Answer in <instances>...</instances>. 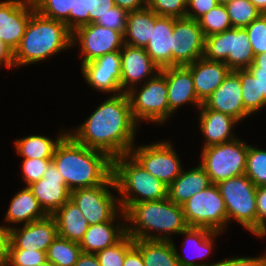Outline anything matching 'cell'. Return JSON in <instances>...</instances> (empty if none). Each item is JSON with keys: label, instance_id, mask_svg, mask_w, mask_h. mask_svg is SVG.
<instances>
[{"label": "cell", "instance_id": "obj_1", "mask_svg": "<svg viewBox=\"0 0 266 266\" xmlns=\"http://www.w3.org/2000/svg\"><path fill=\"white\" fill-rule=\"evenodd\" d=\"M137 124L127 93L113 95L86 121L68 134L79 144L106 153L111 159L130 154Z\"/></svg>", "mask_w": 266, "mask_h": 266}, {"label": "cell", "instance_id": "obj_2", "mask_svg": "<svg viewBox=\"0 0 266 266\" xmlns=\"http://www.w3.org/2000/svg\"><path fill=\"white\" fill-rule=\"evenodd\" d=\"M52 162L71 191L103 184L113 174V159L79 144L69 134L57 145Z\"/></svg>", "mask_w": 266, "mask_h": 266}, {"label": "cell", "instance_id": "obj_3", "mask_svg": "<svg viewBox=\"0 0 266 266\" xmlns=\"http://www.w3.org/2000/svg\"><path fill=\"white\" fill-rule=\"evenodd\" d=\"M121 216L135 225L127 226V234L133 239L172 241L169 234H180L188 227L182 205L173 203L168 197L135 203L126 212L120 211ZM148 230L165 235H153Z\"/></svg>", "mask_w": 266, "mask_h": 266}, {"label": "cell", "instance_id": "obj_4", "mask_svg": "<svg viewBox=\"0 0 266 266\" xmlns=\"http://www.w3.org/2000/svg\"><path fill=\"white\" fill-rule=\"evenodd\" d=\"M71 45L72 32L64 22L43 17L35 11L14 51V63L22 66L39 62Z\"/></svg>", "mask_w": 266, "mask_h": 266}, {"label": "cell", "instance_id": "obj_5", "mask_svg": "<svg viewBox=\"0 0 266 266\" xmlns=\"http://www.w3.org/2000/svg\"><path fill=\"white\" fill-rule=\"evenodd\" d=\"M113 177L121 194L118 200L123 212L135 203L167 198L168 186L148 173L131 154L113 159Z\"/></svg>", "mask_w": 266, "mask_h": 266}, {"label": "cell", "instance_id": "obj_6", "mask_svg": "<svg viewBox=\"0 0 266 266\" xmlns=\"http://www.w3.org/2000/svg\"><path fill=\"white\" fill-rule=\"evenodd\" d=\"M254 56L245 28H231L205 38L203 57L224 62L231 70L248 68Z\"/></svg>", "mask_w": 266, "mask_h": 266}, {"label": "cell", "instance_id": "obj_7", "mask_svg": "<svg viewBox=\"0 0 266 266\" xmlns=\"http://www.w3.org/2000/svg\"><path fill=\"white\" fill-rule=\"evenodd\" d=\"M227 210L228 222L236 219L257 237V211L255 184L244 174L217 184Z\"/></svg>", "mask_w": 266, "mask_h": 266}, {"label": "cell", "instance_id": "obj_8", "mask_svg": "<svg viewBox=\"0 0 266 266\" xmlns=\"http://www.w3.org/2000/svg\"><path fill=\"white\" fill-rule=\"evenodd\" d=\"M201 166L212 184L245 174L248 145L239 139L202 148Z\"/></svg>", "mask_w": 266, "mask_h": 266}, {"label": "cell", "instance_id": "obj_9", "mask_svg": "<svg viewBox=\"0 0 266 266\" xmlns=\"http://www.w3.org/2000/svg\"><path fill=\"white\" fill-rule=\"evenodd\" d=\"M182 208L189 227L206 228L213 232L225 231L227 210L217 184L194 194L182 204Z\"/></svg>", "mask_w": 266, "mask_h": 266}, {"label": "cell", "instance_id": "obj_10", "mask_svg": "<svg viewBox=\"0 0 266 266\" xmlns=\"http://www.w3.org/2000/svg\"><path fill=\"white\" fill-rule=\"evenodd\" d=\"M141 87L138 91L136 87V90L132 88L127 92L133 119L136 123L141 119L164 123L169 117L165 76L159 71L152 78L149 77Z\"/></svg>", "mask_w": 266, "mask_h": 266}, {"label": "cell", "instance_id": "obj_11", "mask_svg": "<svg viewBox=\"0 0 266 266\" xmlns=\"http://www.w3.org/2000/svg\"><path fill=\"white\" fill-rule=\"evenodd\" d=\"M108 187L117 189L113 174L103 184L71 191L70 200L81 210L89 226L115 220L117 210L121 211L119 200H115Z\"/></svg>", "mask_w": 266, "mask_h": 266}, {"label": "cell", "instance_id": "obj_12", "mask_svg": "<svg viewBox=\"0 0 266 266\" xmlns=\"http://www.w3.org/2000/svg\"><path fill=\"white\" fill-rule=\"evenodd\" d=\"M130 154L148 173L169 186L182 172L181 162L170 142H155L131 149Z\"/></svg>", "mask_w": 266, "mask_h": 266}, {"label": "cell", "instance_id": "obj_13", "mask_svg": "<svg viewBox=\"0 0 266 266\" xmlns=\"http://www.w3.org/2000/svg\"><path fill=\"white\" fill-rule=\"evenodd\" d=\"M78 40V41H77ZM81 46L82 64L96 60L105 54L120 51L124 46L122 32L90 23L72 32V45Z\"/></svg>", "mask_w": 266, "mask_h": 266}, {"label": "cell", "instance_id": "obj_14", "mask_svg": "<svg viewBox=\"0 0 266 266\" xmlns=\"http://www.w3.org/2000/svg\"><path fill=\"white\" fill-rule=\"evenodd\" d=\"M205 38L197 20L174 18L172 66H187L202 58Z\"/></svg>", "mask_w": 266, "mask_h": 266}, {"label": "cell", "instance_id": "obj_15", "mask_svg": "<svg viewBox=\"0 0 266 266\" xmlns=\"http://www.w3.org/2000/svg\"><path fill=\"white\" fill-rule=\"evenodd\" d=\"M34 12L32 0L0 2V39L13 51L20 45L26 25Z\"/></svg>", "mask_w": 266, "mask_h": 266}, {"label": "cell", "instance_id": "obj_16", "mask_svg": "<svg viewBox=\"0 0 266 266\" xmlns=\"http://www.w3.org/2000/svg\"><path fill=\"white\" fill-rule=\"evenodd\" d=\"M85 81L101 92L122 93L120 51L108 53L94 61L81 65Z\"/></svg>", "mask_w": 266, "mask_h": 266}, {"label": "cell", "instance_id": "obj_17", "mask_svg": "<svg viewBox=\"0 0 266 266\" xmlns=\"http://www.w3.org/2000/svg\"><path fill=\"white\" fill-rule=\"evenodd\" d=\"M58 236L57 223L52 215L31 223L22 228H10L9 249H27L47 252L48 247Z\"/></svg>", "mask_w": 266, "mask_h": 266}, {"label": "cell", "instance_id": "obj_18", "mask_svg": "<svg viewBox=\"0 0 266 266\" xmlns=\"http://www.w3.org/2000/svg\"><path fill=\"white\" fill-rule=\"evenodd\" d=\"M28 187L47 215H53L71 197V190L66 186L63 176L53 162L49 164L43 177Z\"/></svg>", "mask_w": 266, "mask_h": 266}, {"label": "cell", "instance_id": "obj_19", "mask_svg": "<svg viewBox=\"0 0 266 266\" xmlns=\"http://www.w3.org/2000/svg\"><path fill=\"white\" fill-rule=\"evenodd\" d=\"M200 108L228 114L238 121L250 116L244 109L239 75L231 70L221 85L205 99Z\"/></svg>", "mask_w": 266, "mask_h": 266}, {"label": "cell", "instance_id": "obj_20", "mask_svg": "<svg viewBox=\"0 0 266 266\" xmlns=\"http://www.w3.org/2000/svg\"><path fill=\"white\" fill-rule=\"evenodd\" d=\"M120 56L122 93H127L143 78L144 80L148 76L152 78V76H155L154 73L160 71V68L153 62L145 48L124 44L120 50Z\"/></svg>", "mask_w": 266, "mask_h": 266}, {"label": "cell", "instance_id": "obj_21", "mask_svg": "<svg viewBox=\"0 0 266 266\" xmlns=\"http://www.w3.org/2000/svg\"><path fill=\"white\" fill-rule=\"evenodd\" d=\"M160 72L166 78L169 116L184 103L191 102L199 108L202 106L195 92L192 73L186 66L166 67L160 69Z\"/></svg>", "mask_w": 266, "mask_h": 266}, {"label": "cell", "instance_id": "obj_22", "mask_svg": "<svg viewBox=\"0 0 266 266\" xmlns=\"http://www.w3.org/2000/svg\"><path fill=\"white\" fill-rule=\"evenodd\" d=\"M192 73L195 92L203 103L224 81L231 69L221 61L199 58L186 66Z\"/></svg>", "mask_w": 266, "mask_h": 266}, {"label": "cell", "instance_id": "obj_23", "mask_svg": "<svg viewBox=\"0 0 266 266\" xmlns=\"http://www.w3.org/2000/svg\"><path fill=\"white\" fill-rule=\"evenodd\" d=\"M173 29L174 18L155 13V26L145 51L160 69L172 67Z\"/></svg>", "mask_w": 266, "mask_h": 266}, {"label": "cell", "instance_id": "obj_24", "mask_svg": "<svg viewBox=\"0 0 266 266\" xmlns=\"http://www.w3.org/2000/svg\"><path fill=\"white\" fill-rule=\"evenodd\" d=\"M200 110L199 128L206 141L203 148L236 139V136H232V128L236 122H239L238 120L228 114L208 108H200Z\"/></svg>", "mask_w": 266, "mask_h": 266}, {"label": "cell", "instance_id": "obj_25", "mask_svg": "<svg viewBox=\"0 0 266 266\" xmlns=\"http://www.w3.org/2000/svg\"><path fill=\"white\" fill-rule=\"evenodd\" d=\"M212 182L201 165L183 171L181 174L168 186L167 197L178 205L185 203L194 194L208 188Z\"/></svg>", "mask_w": 266, "mask_h": 266}, {"label": "cell", "instance_id": "obj_26", "mask_svg": "<svg viewBox=\"0 0 266 266\" xmlns=\"http://www.w3.org/2000/svg\"><path fill=\"white\" fill-rule=\"evenodd\" d=\"M114 220L88 226L79 245L82 252L96 254L119 242L127 234V226H113Z\"/></svg>", "mask_w": 266, "mask_h": 266}, {"label": "cell", "instance_id": "obj_27", "mask_svg": "<svg viewBox=\"0 0 266 266\" xmlns=\"http://www.w3.org/2000/svg\"><path fill=\"white\" fill-rule=\"evenodd\" d=\"M52 216L57 223L58 236L80 243L89 223L72 200H68Z\"/></svg>", "mask_w": 266, "mask_h": 266}, {"label": "cell", "instance_id": "obj_28", "mask_svg": "<svg viewBox=\"0 0 266 266\" xmlns=\"http://www.w3.org/2000/svg\"><path fill=\"white\" fill-rule=\"evenodd\" d=\"M155 26V13L148 7L128 12L124 43L134 47L145 48Z\"/></svg>", "mask_w": 266, "mask_h": 266}, {"label": "cell", "instance_id": "obj_29", "mask_svg": "<svg viewBox=\"0 0 266 266\" xmlns=\"http://www.w3.org/2000/svg\"><path fill=\"white\" fill-rule=\"evenodd\" d=\"M5 216V221L9 223H23L25 225L33 221L41 220L47 214L39 205L32 190L26 186L12 198Z\"/></svg>", "mask_w": 266, "mask_h": 266}, {"label": "cell", "instance_id": "obj_30", "mask_svg": "<svg viewBox=\"0 0 266 266\" xmlns=\"http://www.w3.org/2000/svg\"><path fill=\"white\" fill-rule=\"evenodd\" d=\"M145 266H179L173 241L134 239Z\"/></svg>", "mask_w": 266, "mask_h": 266}, {"label": "cell", "instance_id": "obj_31", "mask_svg": "<svg viewBox=\"0 0 266 266\" xmlns=\"http://www.w3.org/2000/svg\"><path fill=\"white\" fill-rule=\"evenodd\" d=\"M221 232H213L206 228H197V227H187L185 230H183L180 234L185 235L186 239L184 243L187 244H193L190 245L193 248H197V253L195 255V258H205L207 257L210 252L212 251L213 247V237L216 235H219ZM189 242V243H188ZM176 250V256L178 259L179 266H203L207 265V263H198L193 261L191 259H186V257H182L181 254L178 253ZM198 254V255H197ZM189 258V257H188Z\"/></svg>", "mask_w": 266, "mask_h": 266}, {"label": "cell", "instance_id": "obj_32", "mask_svg": "<svg viewBox=\"0 0 266 266\" xmlns=\"http://www.w3.org/2000/svg\"><path fill=\"white\" fill-rule=\"evenodd\" d=\"M67 134L68 132L60 134L55 141L42 135H30L15 141L16 151L24 159L53 158L57 145Z\"/></svg>", "mask_w": 266, "mask_h": 266}, {"label": "cell", "instance_id": "obj_33", "mask_svg": "<svg viewBox=\"0 0 266 266\" xmlns=\"http://www.w3.org/2000/svg\"><path fill=\"white\" fill-rule=\"evenodd\" d=\"M35 11L43 17L64 22L71 32L75 31L76 0H32Z\"/></svg>", "mask_w": 266, "mask_h": 266}, {"label": "cell", "instance_id": "obj_34", "mask_svg": "<svg viewBox=\"0 0 266 266\" xmlns=\"http://www.w3.org/2000/svg\"><path fill=\"white\" fill-rule=\"evenodd\" d=\"M81 253L79 243L57 236L48 247L46 256L54 266H74Z\"/></svg>", "mask_w": 266, "mask_h": 266}, {"label": "cell", "instance_id": "obj_35", "mask_svg": "<svg viewBox=\"0 0 266 266\" xmlns=\"http://www.w3.org/2000/svg\"><path fill=\"white\" fill-rule=\"evenodd\" d=\"M240 78L244 109L251 115L266 106L264 96H259L258 79L246 69L234 70Z\"/></svg>", "mask_w": 266, "mask_h": 266}, {"label": "cell", "instance_id": "obj_36", "mask_svg": "<svg viewBox=\"0 0 266 266\" xmlns=\"http://www.w3.org/2000/svg\"><path fill=\"white\" fill-rule=\"evenodd\" d=\"M225 7L232 28H245L262 14L250 0H232Z\"/></svg>", "mask_w": 266, "mask_h": 266}, {"label": "cell", "instance_id": "obj_37", "mask_svg": "<svg viewBox=\"0 0 266 266\" xmlns=\"http://www.w3.org/2000/svg\"><path fill=\"white\" fill-rule=\"evenodd\" d=\"M205 37L232 28L225 5L218 4L198 20Z\"/></svg>", "mask_w": 266, "mask_h": 266}, {"label": "cell", "instance_id": "obj_38", "mask_svg": "<svg viewBox=\"0 0 266 266\" xmlns=\"http://www.w3.org/2000/svg\"><path fill=\"white\" fill-rule=\"evenodd\" d=\"M245 175L256 187L266 186V150L248 145Z\"/></svg>", "mask_w": 266, "mask_h": 266}, {"label": "cell", "instance_id": "obj_39", "mask_svg": "<svg viewBox=\"0 0 266 266\" xmlns=\"http://www.w3.org/2000/svg\"><path fill=\"white\" fill-rule=\"evenodd\" d=\"M134 246V239L126 234L116 244L99 251L95 255L101 266H123L126 253Z\"/></svg>", "mask_w": 266, "mask_h": 266}, {"label": "cell", "instance_id": "obj_40", "mask_svg": "<svg viewBox=\"0 0 266 266\" xmlns=\"http://www.w3.org/2000/svg\"><path fill=\"white\" fill-rule=\"evenodd\" d=\"M147 7L158 16L185 18L187 0H147Z\"/></svg>", "mask_w": 266, "mask_h": 266}, {"label": "cell", "instance_id": "obj_41", "mask_svg": "<svg viewBox=\"0 0 266 266\" xmlns=\"http://www.w3.org/2000/svg\"><path fill=\"white\" fill-rule=\"evenodd\" d=\"M47 260L46 252L27 249H9L5 266H37Z\"/></svg>", "mask_w": 266, "mask_h": 266}, {"label": "cell", "instance_id": "obj_42", "mask_svg": "<svg viewBox=\"0 0 266 266\" xmlns=\"http://www.w3.org/2000/svg\"><path fill=\"white\" fill-rule=\"evenodd\" d=\"M245 29L254 55L266 52V14H261L246 26Z\"/></svg>", "mask_w": 266, "mask_h": 266}, {"label": "cell", "instance_id": "obj_43", "mask_svg": "<svg viewBox=\"0 0 266 266\" xmlns=\"http://www.w3.org/2000/svg\"><path fill=\"white\" fill-rule=\"evenodd\" d=\"M22 171L23 177L27 186L31 185L33 182L39 181L45 171L47 170L49 164L52 162V158H33V159H23L22 161Z\"/></svg>", "mask_w": 266, "mask_h": 266}, {"label": "cell", "instance_id": "obj_44", "mask_svg": "<svg viewBox=\"0 0 266 266\" xmlns=\"http://www.w3.org/2000/svg\"><path fill=\"white\" fill-rule=\"evenodd\" d=\"M127 14L128 12L125 9L115 5L113 8L108 9V12L99 17L95 23L124 34L126 29Z\"/></svg>", "mask_w": 266, "mask_h": 266}, {"label": "cell", "instance_id": "obj_45", "mask_svg": "<svg viewBox=\"0 0 266 266\" xmlns=\"http://www.w3.org/2000/svg\"><path fill=\"white\" fill-rule=\"evenodd\" d=\"M257 236L266 235V186L256 189Z\"/></svg>", "mask_w": 266, "mask_h": 266}, {"label": "cell", "instance_id": "obj_46", "mask_svg": "<svg viewBox=\"0 0 266 266\" xmlns=\"http://www.w3.org/2000/svg\"><path fill=\"white\" fill-rule=\"evenodd\" d=\"M218 5L216 0H187L186 18L198 20L209 10Z\"/></svg>", "mask_w": 266, "mask_h": 266}, {"label": "cell", "instance_id": "obj_47", "mask_svg": "<svg viewBox=\"0 0 266 266\" xmlns=\"http://www.w3.org/2000/svg\"><path fill=\"white\" fill-rule=\"evenodd\" d=\"M115 6L114 0H89L90 23H95L99 17Z\"/></svg>", "mask_w": 266, "mask_h": 266}, {"label": "cell", "instance_id": "obj_48", "mask_svg": "<svg viewBox=\"0 0 266 266\" xmlns=\"http://www.w3.org/2000/svg\"><path fill=\"white\" fill-rule=\"evenodd\" d=\"M89 0L75 1V30L81 26L90 24Z\"/></svg>", "mask_w": 266, "mask_h": 266}, {"label": "cell", "instance_id": "obj_49", "mask_svg": "<svg viewBox=\"0 0 266 266\" xmlns=\"http://www.w3.org/2000/svg\"><path fill=\"white\" fill-rule=\"evenodd\" d=\"M10 226H0V266H5L10 245Z\"/></svg>", "mask_w": 266, "mask_h": 266}, {"label": "cell", "instance_id": "obj_50", "mask_svg": "<svg viewBox=\"0 0 266 266\" xmlns=\"http://www.w3.org/2000/svg\"><path fill=\"white\" fill-rule=\"evenodd\" d=\"M231 266H266V255L263 257H237L231 259Z\"/></svg>", "mask_w": 266, "mask_h": 266}, {"label": "cell", "instance_id": "obj_51", "mask_svg": "<svg viewBox=\"0 0 266 266\" xmlns=\"http://www.w3.org/2000/svg\"><path fill=\"white\" fill-rule=\"evenodd\" d=\"M248 69L258 79L259 82V96H264L266 103V70H261L254 63H252Z\"/></svg>", "mask_w": 266, "mask_h": 266}, {"label": "cell", "instance_id": "obj_52", "mask_svg": "<svg viewBox=\"0 0 266 266\" xmlns=\"http://www.w3.org/2000/svg\"><path fill=\"white\" fill-rule=\"evenodd\" d=\"M123 266H145L141 251L135 245L126 253Z\"/></svg>", "mask_w": 266, "mask_h": 266}, {"label": "cell", "instance_id": "obj_53", "mask_svg": "<svg viewBox=\"0 0 266 266\" xmlns=\"http://www.w3.org/2000/svg\"><path fill=\"white\" fill-rule=\"evenodd\" d=\"M12 68L14 63V51L0 39V65Z\"/></svg>", "mask_w": 266, "mask_h": 266}, {"label": "cell", "instance_id": "obj_54", "mask_svg": "<svg viewBox=\"0 0 266 266\" xmlns=\"http://www.w3.org/2000/svg\"><path fill=\"white\" fill-rule=\"evenodd\" d=\"M115 5L127 12L140 10L147 7V0H114Z\"/></svg>", "mask_w": 266, "mask_h": 266}, {"label": "cell", "instance_id": "obj_55", "mask_svg": "<svg viewBox=\"0 0 266 266\" xmlns=\"http://www.w3.org/2000/svg\"><path fill=\"white\" fill-rule=\"evenodd\" d=\"M74 266H101L97 256L92 253L82 252Z\"/></svg>", "mask_w": 266, "mask_h": 266}, {"label": "cell", "instance_id": "obj_56", "mask_svg": "<svg viewBox=\"0 0 266 266\" xmlns=\"http://www.w3.org/2000/svg\"><path fill=\"white\" fill-rule=\"evenodd\" d=\"M253 63L261 70H266V52L255 55Z\"/></svg>", "mask_w": 266, "mask_h": 266}, {"label": "cell", "instance_id": "obj_57", "mask_svg": "<svg viewBox=\"0 0 266 266\" xmlns=\"http://www.w3.org/2000/svg\"><path fill=\"white\" fill-rule=\"evenodd\" d=\"M254 6L262 13L266 14V0H250Z\"/></svg>", "mask_w": 266, "mask_h": 266}, {"label": "cell", "instance_id": "obj_58", "mask_svg": "<svg viewBox=\"0 0 266 266\" xmlns=\"http://www.w3.org/2000/svg\"><path fill=\"white\" fill-rule=\"evenodd\" d=\"M203 266H231V258L223 259L222 261H218L217 263L207 264Z\"/></svg>", "mask_w": 266, "mask_h": 266}, {"label": "cell", "instance_id": "obj_59", "mask_svg": "<svg viewBox=\"0 0 266 266\" xmlns=\"http://www.w3.org/2000/svg\"><path fill=\"white\" fill-rule=\"evenodd\" d=\"M37 266H54L51 262H49L48 260H46L45 262H43L42 264H39Z\"/></svg>", "mask_w": 266, "mask_h": 266}, {"label": "cell", "instance_id": "obj_60", "mask_svg": "<svg viewBox=\"0 0 266 266\" xmlns=\"http://www.w3.org/2000/svg\"><path fill=\"white\" fill-rule=\"evenodd\" d=\"M218 2V4H222V5H225L229 2H231L232 0H216Z\"/></svg>", "mask_w": 266, "mask_h": 266}]
</instances>
